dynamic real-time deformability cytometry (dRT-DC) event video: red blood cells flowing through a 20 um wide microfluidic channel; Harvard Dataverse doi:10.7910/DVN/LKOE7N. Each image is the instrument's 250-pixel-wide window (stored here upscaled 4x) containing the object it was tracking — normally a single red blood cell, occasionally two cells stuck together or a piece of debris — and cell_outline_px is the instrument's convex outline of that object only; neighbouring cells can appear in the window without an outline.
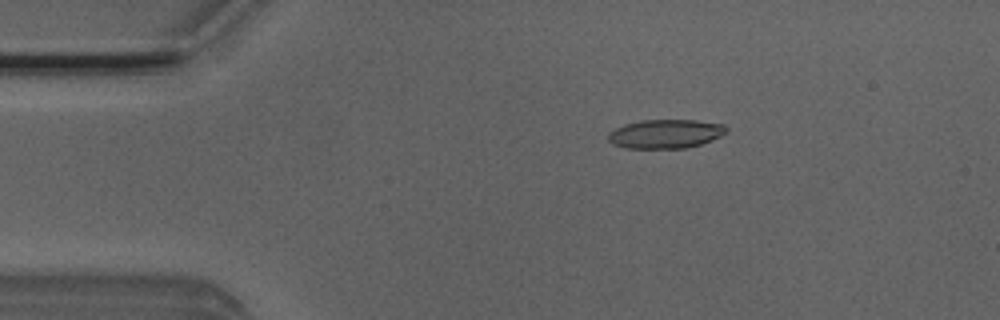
{"species": "Egyptian fruit bat (a non-hibernating species)", "species_latin": "Rousettus aegyptiacus", "temperature_condition": "room temperature", "stored_images_in_passage": 44, "camera_frame_rate_fps": 3000, "um_per_image_px": 0.085, "animal": {"sex": "male"}, "frame": {"image": 1, "passage_image": 2, "time_ms": 0.333, "image_size_px": [1000, 320], "cell_outline_px": [[728, 128], [720, 136], [700, 144], [684, 148], [624, 148], [612, 144], [608, 140], [608, 132], [624, 124], [640, 120], [696, 120], [724, 124]], "centroid_in_image_um": [56.52, 11.37], "position_along_channel_um": 28.5, "area_um2": 19.88}}
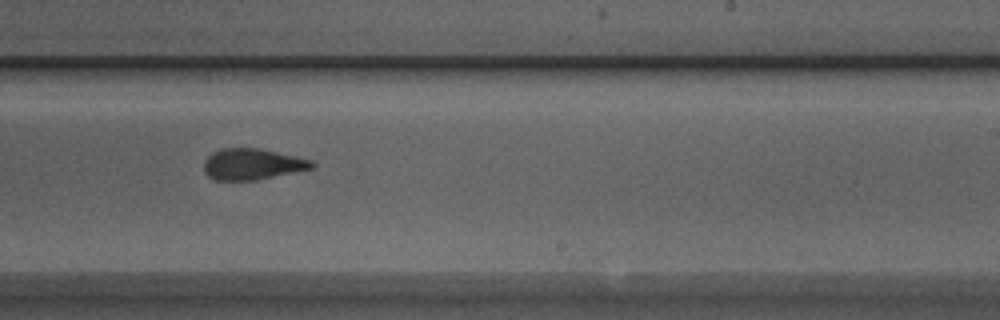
{"frame": {"image": 2, "passage_image": 24, "time_ms": 7.667, "image_size_px": [1000, 320], "cell_outline_px": [[316, 168], [256, 180], [216, 180], [208, 176], [204, 172], [204, 160], [212, 152], [220, 148], [256, 148], [296, 156], [312, 160], [316, 164]], "centroid_in_image_um": [21.46, 13.96], "position_along_channel_um": 267.5, "area_um2": 19.71}}
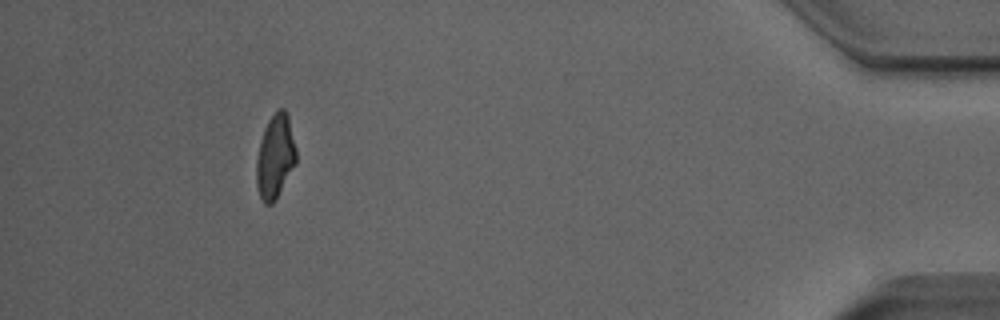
{"frame": {"image": 3, "passage_image": 40, "time_ms": 13.0, "image_size_px": [1000, 320], "cell_outline_px": [[296, 164], [272, 204], [264, 204], [260, 196], [256, 184], [256, 160], [260, 140], [264, 128], [268, 120], [280, 108], [284, 108], [288, 116], [296, 148]], "centroid_in_image_um": [23.38, 13.31], "position_along_channel_um": 411.8, "area_um2": 19.31}, "authors_computed_cell_mechanics": {"area_um2": 20.3456, "velocity_mm_per_s": 3.9646, "shape_relaxation_time_tau1_ms": 6.55, "shape_relaxation_time_tau2_ms": 1.6407, "deformation_change_tau1": 0.1686, "deformation_change_tau2": 0.0891}}